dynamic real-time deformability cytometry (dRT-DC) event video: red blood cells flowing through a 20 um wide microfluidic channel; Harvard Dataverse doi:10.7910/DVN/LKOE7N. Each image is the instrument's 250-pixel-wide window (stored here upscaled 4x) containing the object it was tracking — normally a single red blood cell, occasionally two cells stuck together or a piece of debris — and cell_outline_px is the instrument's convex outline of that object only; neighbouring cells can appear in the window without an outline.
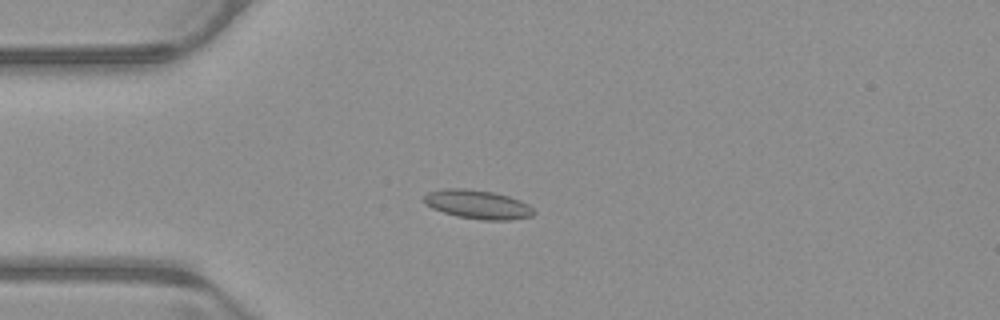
{"species": "common noctule bat (a hibernating species)", "species_latin": "Nyctalus noctula", "temperature_condition": "warm", "stored_images_in_passage": 34, "camera_frame_rate_fps": 3000, "um_per_image_px": 0.085, "animal": {"sex": "male", "body_mass_g": 23.1, "forearm_length_mm": 52.7}, "frame": {"image": 1, "passage_image": 14, "time_ms": 4.333, "image_size_px": [1000, 320], "cell_outline_px": [[536, 212], [532, 216], [512, 220], [480, 220], [456, 216], [432, 208], [424, 200], [424, 196], [428, 192], [444, 188], [464, 188], [492, 192], [508, 196], [520, 200], [528, 204]], "centroid_in_image_um": [40.63, 17.38], "position_along_channel_um": 44.4, "area_um2": 18.44}}
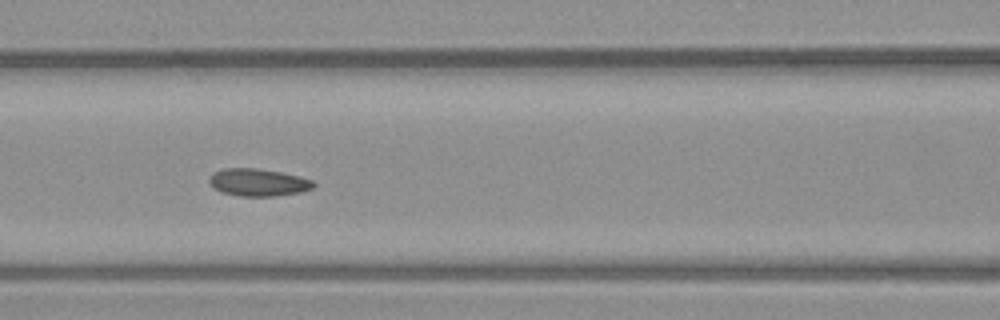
{"frame": {"image": 2, "passage_image": 23, "time_ms": 7.333, "image_size_px": [1000, 320], "cell_outline_px": [[316, 184], [312, 188], [300, 192], [272, 196], [240, 196], [220, 192], [208, 180], [212, 172], [224, 168], [256, 168], [280, 172], [300, 176], [312, 180]], "centroid_in_image_um": [21.94, 15.49], "position_along_channel_um": 144.7, "area_um2": 16.59}}
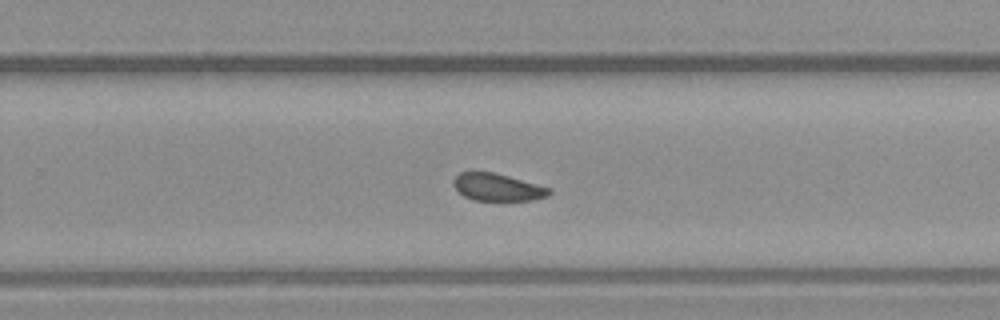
{"frame": {"image": 3, "passage_image": 34, "time_ms": 11.0, "image_size_px": [1000, 320], "cell_outline_px": [[552, 192], [548, 196], [532, 200], [500, 204], [472, 200], [464, 196], [452, 184], [452, 180], [460, 172], [492, 172], [508, 176], [552, 188]], "centroid_in_image_um": [42.31, 15.98], "position_along_channel_um": 287.5, "area_um2": 16.07}}